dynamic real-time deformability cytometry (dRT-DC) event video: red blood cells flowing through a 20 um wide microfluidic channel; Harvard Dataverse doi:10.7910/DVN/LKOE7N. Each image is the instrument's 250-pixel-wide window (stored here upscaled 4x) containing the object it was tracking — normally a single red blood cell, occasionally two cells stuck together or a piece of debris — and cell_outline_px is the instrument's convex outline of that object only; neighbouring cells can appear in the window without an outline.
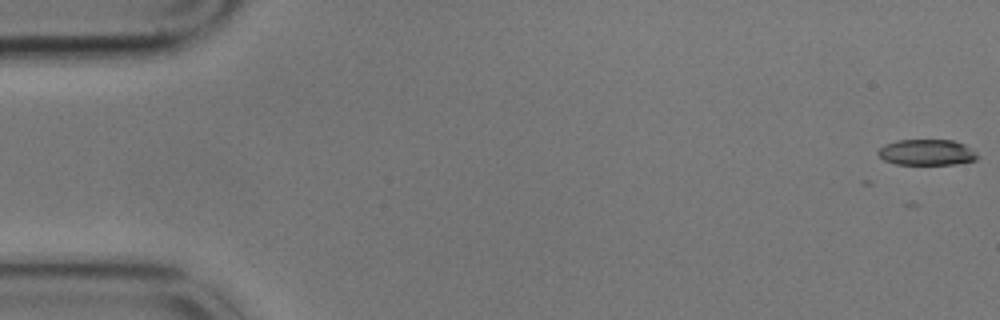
{"species": "common noctule bat (a hibernating species)", "species_latin": "Nyctalus noctula", "temperature_condition": "cold", "stored_images_in_passage": 11, "camera_frame_rate_fps": 3000, "um_per_image_px": 0.085, "animal": {"sex": "male", "body_mass_g": 17.9}, "frame": {"image": 1, "passage_image": 1, "time_ms": 0.0, "image_size_px": [1000, 320], "cell_outline_px": [[980, 156], [976, 160], [956, 164], [896, 164], [884, 160], [876, 152], [884, 144], [896, 140], [952, 140], [964, 144], [976, 152]], "centroid_in_image_um": [78.78, 12.95], "position_along_channel_um": 6.2, "area_um2": 15.03}}